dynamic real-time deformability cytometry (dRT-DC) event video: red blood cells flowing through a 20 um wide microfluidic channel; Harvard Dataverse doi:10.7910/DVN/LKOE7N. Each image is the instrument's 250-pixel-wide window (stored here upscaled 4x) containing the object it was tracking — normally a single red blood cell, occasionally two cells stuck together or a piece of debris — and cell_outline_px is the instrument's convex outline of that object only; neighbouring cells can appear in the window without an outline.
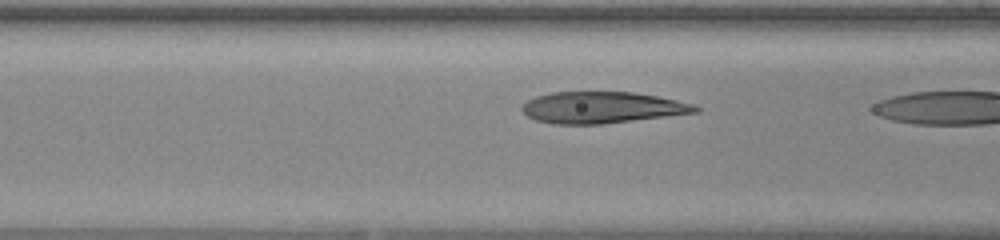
{"species": "human", "species_latin": "Homo sapiens", "temperature_condition": "warm", "stored_images_in_passage": 10, "camera_frame_rate_fps": 3000, "um_per_image_px": 0.085, "donor": {"sex": "female"}, "frame": {"image": 1, "passage_image": 9, "time_ms": 2.667, "image_size_px": [1000, 240], "cell_outline_px": [[700, 112], [600, 124], [552, 124], [536, 120], [528, 116], [520, 108], [528, 100], [536, 96], [552, 92], [632, 92], [656, 96], [676, 100], [692, 104], [700, 108]], "centroid_in_image_um": [51.15, 9.14], "position_along_channel_um": 115.4, "area_um2": 31.56}}